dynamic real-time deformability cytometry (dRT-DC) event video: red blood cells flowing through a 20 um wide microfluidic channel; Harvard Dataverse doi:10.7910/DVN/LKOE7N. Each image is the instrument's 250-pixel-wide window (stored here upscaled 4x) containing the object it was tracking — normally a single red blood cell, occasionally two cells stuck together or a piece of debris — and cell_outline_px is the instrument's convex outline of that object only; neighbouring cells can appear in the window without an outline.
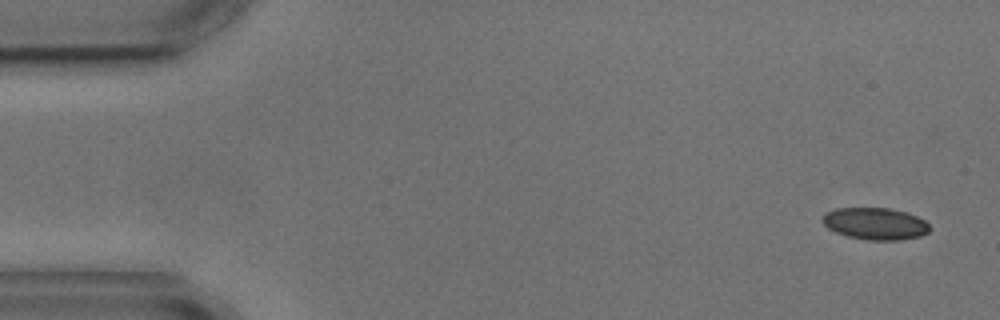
{"species": "common noctule bat (a hibernating species)", "species_latin": "Nyctalus noctula", "temperature_condition": "cold", "stored_images_in_passage": 6, "camera_frame_rate_fps": 3000, "um_per_image_px": 0.085, "animal": {"sex": "male", "body_mass_g": 17.9, "forearm_length_mm": 54.2}, "frame": {"image": 1, "passage_image": 1, "time_ms": 0.0, "image_size_px": [1000, 320], "cell_outline_px": [[932, 228], [928, 232], [920, 236], [900, 240], [868, 240], [848, 236], [836, 232], [828, 228], [820, 220], [824, 212], [836, 208], [888, 208], [908, 212], [924, 220]], "centroid_in_image_um": [74.38, 19.0], "position_along_channel_um": 10.6, "area_um2": 20.11}}